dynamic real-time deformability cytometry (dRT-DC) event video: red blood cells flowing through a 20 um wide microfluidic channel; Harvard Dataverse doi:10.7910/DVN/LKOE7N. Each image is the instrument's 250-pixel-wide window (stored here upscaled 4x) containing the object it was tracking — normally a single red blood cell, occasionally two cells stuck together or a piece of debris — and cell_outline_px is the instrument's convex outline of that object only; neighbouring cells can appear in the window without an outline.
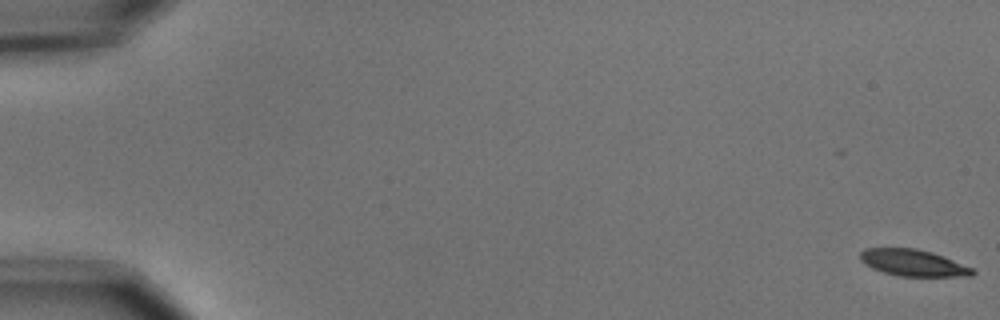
{"species": "common noctule bat (a hibernating species)", "species_latin": "Nyctalus noctula", "temperature_condition": "cold", "stored_images_in_passage": 46, "camera_frame_rate_fps": 3000, "um_per_image_px": 0.085, "animal": {"sex": "male", "body_mass_g": 15.6}, "frame": {"image": 1, "passage_image": 1, "time_ms": 0.0, "image_size_px": [1000, 320], "cell_outline_px": [[976, 272], [972, 276], [900, 276], [884, 272], [872, 268], [864, 264], [860, 260], [860, 252], [864, 248], [916, 248], [932, 252], [972, 268]], "centroid_in_image_um": [77.58, 22.33], "position_along_channel_um": 7.4, "area_um2": 17.28}}
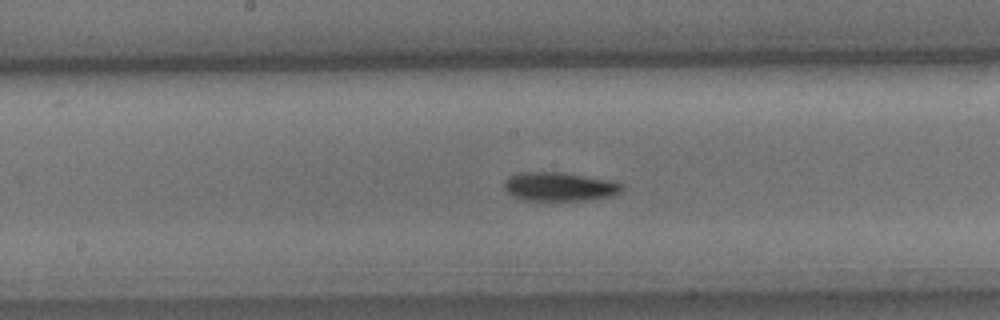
{"frame": {"image": 2, "passage_image": 30, "time_ms": 9.667, "image_size_px": [1000, 320], "cell_outline_px": [[624, 188], [616, 196], [592, 200], [520, 200], [512, 196], [504, 188], [504, 180], [508, 176], [520, 172], [564, 172], [616, 180], [624, 184]], "centroid_in_image_um": [47.63, 15.86], "position_along_channel_um": 200.6, "area_um2": 20.46}}
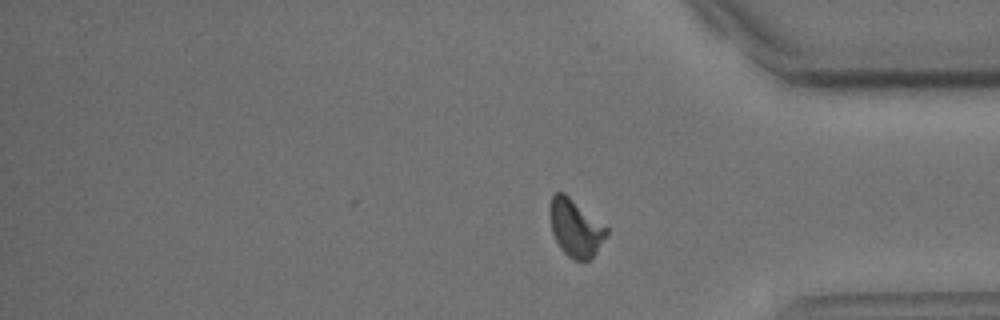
{"frame": {"image": 3, "passage_image": 46, "time_ms": 15.0, "image_size_px": [1000, 320], "cell_outline_px": [[608, 232], [596, 252], [588, 260], [576, 260], [568, 256], [560, 248], [552, 232], [548, 212], [548, 208], [552, 196], [556, 192], [564, 192], [608, 228]], "centroid_in_image_um": [48.88, 19.35], "position_along_channel_um": 386.3, "area_um2": 18.79}, "authors_computed_cell_mechanics": {"area_um2": 19.2474, "velocity_mm_per_s": 3.6742, "shape_relaxation_time_tau1_ms": 3.1435, "shape_relaxation_time_tau2_ms": null, "deformation_change_tau1": 0.1253, "deformation_change_tau2": null}}